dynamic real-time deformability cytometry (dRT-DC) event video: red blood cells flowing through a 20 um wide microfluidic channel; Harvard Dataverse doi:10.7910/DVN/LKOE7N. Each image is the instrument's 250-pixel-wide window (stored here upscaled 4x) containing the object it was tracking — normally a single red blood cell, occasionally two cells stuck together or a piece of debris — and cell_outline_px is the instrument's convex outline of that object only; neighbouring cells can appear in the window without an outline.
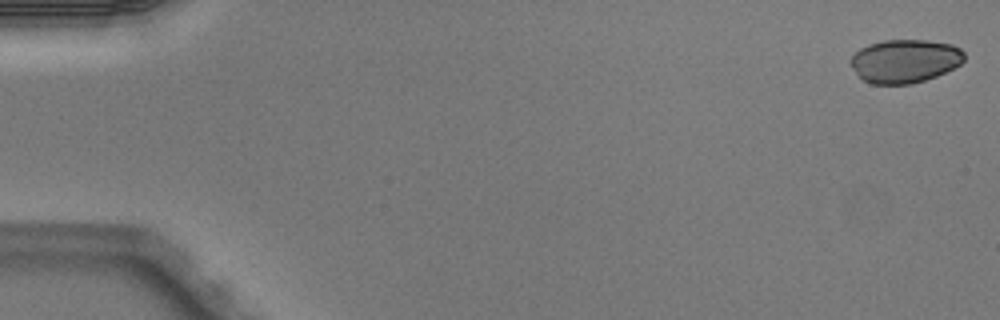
{"species": "Egyptian fruit bat (a non-hibernating species)", "species_latin": "Rousettus aegyptiacus", "temperature_condition": "warm", "stored_images_in_passage": 5, "camera_frame_rate_fps": 3000, "um_per_image_px": 0.085, "animal": {"sex": "male"}, "frame": {"image": 1, "passage_image": 1, "time_ms": 0.0, "image_size_px": [1000, 320], "cell_outline_px": [[964, 60], [960, 64], [936, 76], [912, 84], [872, 84], [864, 80], [856, 72], [848, 60], [860, 48], [868, 44], [884, 40], [928, 40], [952, 44], [960, 48], [964, 52]], "centroid_in_image_um": [76.91, 5.18], "position_along_channel_um": 8.1, "area_um2": 28.73}}